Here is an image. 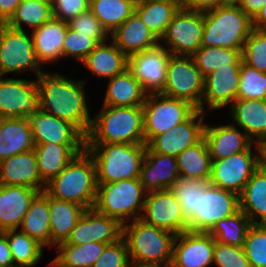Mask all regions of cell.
Instances as JSON below:
<instances>
[{
	"label": "cell",
	"mask_w": 266,
	"mask_h": 267,
	"mask_svg": "<svg viewBox=\"0 0 266 267\" xmlns=\"http://www.w3.org/2000/svg\"><path fill=\"white\" fill-rule=\"evenodd\" d=\"M43 68L37 59L31 33L27 35L25 30L0 24V76L21 74L32 69L36 77H39L45 72Z\"/></svg>",
	"instance_id": "9"
},
{
	"label": "cell",
	"mask_w": 266,
	"mask_h": 267,
	"mask_svg": "<svg viewBox=\"0 0 266 267\" xmlns=\"http://www.w3.org/2000/svg\"><path fill=\"white\" fill-rule=\"evenodd\" d=\"M122 237V225L114 218L86 209L68 238L58 244L83 245L88 242L110 244Z\"/></svg>",
	"instance_id": "18"
},
{
	"label": "cell",
	"mask_w": 266,
	"mask_h": 267,
	"mask_svg": "<svg viewBox=\"0 0 266 267\" xmlns=\"http://www.w3.org/2000/svg\"><path fill=\"white\" fill-rule=\"evenodd\" d=\"M39 192L25 186L0 185V231L18 230Z\"/></svg>",
	"instance_id": "25"
},
{
	"label": "cell",
	"mask_w": 266,
	"mask_h": 267,
	"mask_svg": "<svg viewBox=\"0 0 266 267\" xmlns=\"http://www.w3.org/2000/svg\"><path fill=\"white\" fill-rule=\"evenodd\" d=\"M170 56L171 53L158 44L154 48L130 55L127 69L147 94L161 93L165 88Z\"/></svg>",
	"instance_id": "16"
},
{
	"label": "cell",
	"mask_w": 266,
	"mask_h": 267,
	"mask_svg": "<svg viewBox=\"0 0 266 267\" xmlns=\"http://www.w3.org/2000/svg\"><path fill=\"white\" fill-rule=\"evenodd\" d=\"M108 80L103 105L143 106L147 93L128 69Z\"/></svg>",
	"instance_id": "33"
},
{
	"label": "cell",
	"mask_w": 266,
	"mask_h": 267,
	"mask_svg": "<svg viewBox=\"0 0 266 267\" xmlns=\"http://www.w3.org/2000/svg\"><path fill=\"white\" fill-rule=\"evenodd\" d=\"M17 229L7 230V241L15 267H34L43 254V245Z\"/></svg>",
	"instance_id": "42"
},
{
	"label": "cell",
	"mask_w": 266,
	"mask_h": 267,
	"mask_svg": "<svg viewBox=\"0 0 266 267\" xmlns=\"http://www.w3.org/2000/svg\"><path fill=\"white\" fill-rule=\"evenodd\" d=\"M243 248L251 267H266V226L252 224Z\"/></svg>",
	"instance_id": "47"
},
{
	"label": "cell",
	"mask_w": 266,
	"mask_h": 267,
	"mask_svg": "<svg viewBox=\"0 0 266 267\" xmlns=\"http://www.w3.org/2000/svg\"><path fill=\"white\" fill-rule=\"evenodd\" d=\"M89 10L111 34L135 12V1L90 0Z\"/></svg>",
	"instance_id": "38"
},
{
	"label": "cell",
	"mask_w": 266,
	"mask_h": 267,
	"mask_svg": "<svg viewBox=\"0 0 266 267\" xmlns=\"http://www.w3.org/2000/svg\"><path fill=\"white\" fill-rule=\"evenodd\" d=\"M205 115L207 114L197 109L183 123L155 136L147 147L152 152L177 157L183 150L197 144L203 138Z\"/></svg>",
	"instance_id": "17"
},
{
	"label": "cell",
	"mask_w": 266,
	"mask_h": 267,
	"mask_svg": "<svg viewBox=\"0 0 266 267\" xmlns=\"http://www.w3.org/2000/svg\"><path fill=\"white\" fill-rule=\"evenodd\" d=\"M258 145L260 150V166L266 170V140L261 141Z\"/></svg>",
	"instance_id": "58"
},
{
	"label": "cell",
	"mask_w": 266,
	"mask_h": 267,
	"mask_svg": "<svg viewBox=\"0 0 266 267\" xmlns=\"http://www.w3.org/2000/svg\"><path fill=\"white\" fill-rule=\"evenodd\" d=\"M229 107L233 124L243 129L253 142L266 140V100L236 99Z\"/></svg>",
	"instance_id": "28"
},
{
	"label": "cell",
	"mask_w": 266,
	"mask_h": 267,
	"mask_svg": "<svg viewBox=\"0 0 266 267\" xmlns=\"http://www.w3.org/2000/svg\"><path fill=\"white\" fill-rule=\"evenodd\" d=\"M215 239L208 232L184 231L175 236L170 267H209Z\"/></svg>",
	"instance_id": "19"
},
{
	"label": "cell",
	"mask_w": 266,
	"mask_h": 267,
	"mask_svg": "<svg viewBox=\"0 0 266 267\" xmlns=\"http://www.w3.org/2000/svg\"><path fill=\"white\" fill-rule=\"evenodd\" d=\"M111 41L98 44L81 62L95 76L113 78L123 73L128 67V57Z\"/></svg>",
	"instance_id": "31"
},
{
	"label": "cell",
	"mask_w": 266,
	"mask_h": 267,
	"mask_svg": "<svg viewBox=\"0 0 266 267\" xmlns=\"http://www.w3.org/2000/svg\"><path fill=\"white\" fill-rule=\"evenodd\" d=\"M147 192L140 178L97 183L94 209L116 219L121 225L140 219Z\"/></svg>",
	"instance_id": "7"
},
{
	"label": "cell",
	"mask_w": 266,
	"mask_h": 267,
	"mask_svg": "<svg viewBox=\"0 0 266 267\" xmlns=\"http://www.w3.org/2000/svg\"><path fill=\"white\" fill-rule=\"evenodd\" d=\"M240 210L239 195L208 183L198 192L195 214L188 220V231L209 232L214 225Z\"/></svg>",
	"instance_id": "11"
},
{
	"label": "cell",
	"mask_w": 266,
	"mask_h": 267,
	"mask_svg": "<svg viewBox=\"0 0 266 267\" xmlns=\"http://www.w3.org/2000/svg\"><path fill=\"white\" fill-rule=\"evenodd\" d=\"M34 145H86V136L72 123L54 115L38 112L27 117Z\"/></svg>",
	"instance_id": "20"
},
{
	"label": "cell",
	"mask_w": 266,
	"mask_h": 267,
	"mask_svg": "<svg viewBox=\"0 0 266 267\" xmlns=\"http://www.w3.org/2000/svg\"><path fill=\"white\" fill-rule=\"evenodd\" d=\"M50 197L81 205L85 209L94 207L97 195L96 169L90 153L84 149L68 163L44 190Z\"/></svg>",
	"instance_id": "2"
},
{
	"label": "cell",
	"mask_w": 266,
	"mask_h": 267,
	"mask_svg": "<svg viewBox=\"0 0 266 267\" xmlns=\"http://www.w3.org/2000/svg\"><path fill=\"white\" fill-rule=\"evenodd\" d=\"M213 264L217 267H251L243 247L214 243Z\"/></svg>",
	"instance_id": "50"
},
{
	"label": "cell",
	"mask_w": 266,
	"mask_h": 267,
	"mask_svg": "<svg viewBox=\"0 0 266 267\" xmlns=\"http://www.w3.org/2000/svg\"><path fill=\"white\" fill-rule=\"evenodd\" d=\"M239 202L240 210L252 224H263L266 221V170L261 166L244 186Z\"/></svg>",
	"instance_id": "34"
},
{
	"label": "cell",
	"mask_w": 266,
	"mask_h": 267,
	"mask_svg": "<svg viewBox=\"0 0 266 267\" xmlns=\"http://www.w3.org/2000/svg\"><path fill=\"white\" fill-rule=\"evenodd\" d=\"M180 0H156L145 3H135V12L140 16L148 29L160 40L180 9Z\"/></svg>",
	"instance_id": "36"
},
{
	"label": "cell",
	"mask_w": 266,
	"mask_h": 267,
	"mask_svg": "<svg viewBox=\"0 0 266 267\" xmlns=\"http://www.w3.org/2000/svg\"><path fill=\"white\" fill-rule=\"evenodd\" d=\"M140 219L175 235L188 231V221L171 190L148 192Z\"/></svg>",
	"instance_id": "15"
},
{
	"label": "cell",
	"mask_w": 266,
	"mask_h": 267,
	"mask_svg": "<svg viewBox=\"0 0 266 267\" xmlns=\"http://www.w3.org/2000/svg\"><path fill=\"white\" fill-rule=\"evenodd\" d=\"M86 143H145L143 106H105L92 119Z\"/></svg>",
	"instance_id": "3"
},
{
	"label": "cell",
	"mask_w": 266,
	"mask_h": 267,
	"mask_svg": "<svg viewBox=\"0 0 266 267\" xmlns=\"http://www.w3.org/2000/svg\"><path fill=\"white\" fill-rule=\"evenodd\" d=\"M106 245L93 241L83 245L57 244L58 255L53 260L61 267H93Z\"/></svg>",
	"instance_id": "39"
},
{
	"label": "cell",
	"mask_w": 266,
	"mask_h": 267,
	"mask_svg": "<svg viewBox=\"0 0 266 267\" xmlns=\"http://www.w3.org/2000/svg\"><path fill=\"white\" fill-rule=\"evenodd\" d=\"M197 108L190 102L165 96L147 94L143 104L144 139L147 145L155 136L186 121Z\"/></svg>",
	"instance_id": "8"
},
{
	"label": "cell",
	"mask_w": 266,
	"mask_h": 267,
	"mask_svg": "<svg viewBox=\"0 0 266 267\" xmlns=\"http://www.w3.org/2000/svg\"><path fill=\"white\" fill-rule=\"evenodd\" d=\"M20 231L37 240L44 247H50L49 195L39 192L24 215Z\"/></svg>",
	"instance_id": "35"
},
{
	"label": "cell",
	"mask_w": 266,
	"mask_h": 267,
	"mask_svg": "<svg viewBox=\"0 0 266 267\" xmlns=\"http://www.w3.org/2000/svg\"><path fill=\"white\" fill-rule=\"evenodd\" d=\"M240 0H222L224 5H237Z\"/></svg>",
	"instance_id": "60"
},
{
	"label": "cell",
	"mask_w": 266,
	"mask_h": 267,
	"mask_svg": "<svg viewBox=\"0 0 266 267\" xmlns=\"http://www.w3.org/2000/svg\"><path fill=\"white\" fill-rule=\"evenodd\" d=\"M110 37L127 57L159 44V39L148 29L136 12L112 32Z\"/></svg>",
	"instance_id": "27"
},
{
	"label": "cell",
	"mask_w": 266,
	"mask_h": 267,
	"mask_svg": "<svg viewBox=\"0 0 266 267\" xmlns=\"http://www.w3.org/2000/svg\"><path fill=\"white\" fill-rule=\"evenodd\" d=\"M49 267H61L57 262L54 260L50 261V263L47 265Z\"/></svg>",
	"instance_id": "61"
},
{
	"label": "cell",
	"mask_w": 266,
	"mask_h": 267,
	"mask_svg": "<svg viewBox=\"0 0 266 267\" xmlns=\"http://www.w3.org/2000/svg\"><path fill=\"white\" fill-rule=\"evenodd\" d=\"M208 183L209 180H196L180 176L170 188L174 196L178 199L187 221L195 214L198 192H202Z\"/></svg>",
	"instance_id": "44"
},
{
	"label": "cell",
	"mask_w": 266,
	"mask_h": 267,
	"mask_svg": "<svg viewBox=\"0 0 266 267\" xmlns=\"http://www.w3.org/2000/svg\"><path fill=\"white\" fill-rule=\"evenodd\" d=\"M85 146L54 143L35 145L34 151L41 179L47 184L63 171L75 155L85 149Z\"/></svg>",
	"instance_id": "29"
},
{
	"label": "cell",
	"mask_w": 266,
	"mask_h": 267,
	"mask_svg": "<svg viewBox=\"0 0 266 267\" xmlns=\"http://www.w3.org/2000/svg\"><path fill=\"white\" fill-rule=\"evenodd\" d=\"M241 65L220 67L204 77V93L201 111L208 114V109L218 110L231 105L237 99Z\"/></svg>",
	"instance_id": "21"
},
{
	"label": "cell",
	"mask_w": 266,
	"mask_h": 267,
	"mask_svg": "<svg viewBox=\"0 0 266 267\" xmlns=\"http://www.w3.org/2000/svg\"><path fill=\"white\" fill-rule=\"evenodd\" d=\"M68 26L75 31L81 32V34L89 35L98 44L107 42L110 38L108 31L90 10L71 19L68 22Z\"/></svg>",
	"instance_id": "49"
},
{
	"label": "cell",
	"mask_w": 266,
	"mask_h": 267,
	"mask_svg": "<svg viewBox=\"0 0 266 267\" xmlns=\"http://www.w3.org/2000/svg\"><path fill=\"white\" fill-rule=\"evenodd\" d=\"M40 110L37 79L0 76V118H27Z\"/></svg>",
	"instance_id": "14"
},
{
	"label": "cell",
	"mask_w": 266,
	"mask_h": 267,
	"mask_svg": "<svg viewBox=\"0 0 266 267\" xmlns=\"http://www.w3.org/2000/svg\"><path fill=\"white\" fill-rule=\"evenodd\" d=\"M130 258L123 237L107 244L93 267H129Z\"/></svg>",
	"instance_id": "51"
},
{
	"label": "cell",
	"mask_w": 266,
	"mask_h": 267,
	"mask_svg": "<svg viewBox=\"0 0 266 267\" xmlns=\"http://www.w3.org/2000/svg\"><path fill=\"white\" fill-rule=\"evenodd\" d=\"M85 149L94 160L97 183L140 178L145 143H86Z\"/></svg>",
	"instance_id": "4"
},
{
	"label": "cell",
	"mask_w": 266,
	"mask_h": 267,
	"mask_svg": "<svg viewBox=\"0 0 266 267\" xmlns=\"http://www.w3.org/2000/svg\"><path fill=\"white\" fill-rule=\"evenodd\" d=\"M203 138L211 160L224 159L243 152L255 143L235 124L218 126L205 124Z\"/></svg>",
	"instance_id": "24"
},
{
	"label": "cell",
	"mask_w": 266,
	"mask_h": 267,
	"mask_svg": "<svg viewBox=\"0 0 266 267\" xmlns=\"http://www.w3.org/2000/svg\"><path fill=\"white\" fill-rule=\"evenodd\" d=\"M252 29V19L238 5H223L204 12L201 45L242 51Z\"/></svg>",
	"instance_id": "5"
},
{
	"label": "cell",
	"mask_w": 266,
	"mask_h": 267,
	"mask_svg": "<svg viewBox=\"0 0 266 267\" xmlns=\"http://www.w3.org/2000/svg\"><path fill=\"white\" fill-rule=\"evenodd\" d=\"M252 222L239 210L234 215L218 221L208 232L216 242L235 247H243L245 237Z\"/></svg>",
	"instance_id": "41"
},
{
	"label": "cell",
	"mask_w": 266,
	"mask_h": 267,
	"mask_svg": "<svg viewBox=\"0 0 266 267\" xmlns=\"http://www.w3.org/2000/svg\"><path fill=\"white\" fill-rule=\"evenodd\" d=\"M253 28L266 30V4L258 12V14L252 19Z\"/></svg>",
	"instance_id": "57"
},
{
	"label": "cell",
	"mask_w": 266,
	"mask_h": 267,
	"mask_svg": "<svg viewBox=\"0 0 266 267\" xmlns=\"http://www.w3.org/2000/svg\"><path fill=\"white\" fill-rule=\"evenodd\" d=\"M176 159L181 177L209 180L212 160L204 138L183 150Z\"/></svg>",
	"instance_id": "37"
},
{
	"label": "cell",
	"mask_w": 266,
	"mask_h": 267,
	"mask_svg": "<svg viewBox=\"0 0 266 267\" xmlns=\"http://www.w3.org/2000/svg\"><path fill=\"white\" fill-rule=\"evenodd\" d=\"M90 0H54L53 17L69 22L71 19L89 10Z\"/></svg>",
	"instance_id": "52"
},
{
	"label": "cell",
	"mask_w": 266,
	"mask_h": 267,
	"mask_svg": "<svg viewBox=\"0 0 266 267\" xmlns=\"http://www.w3.org/2000/svg\"><path fill=\"white\" fill-rule=\"evenodd\" d=\"M237 99L266 100V73L242 62Z\"/></svg>",
	"instance_id": "45"
},
{
	"label": "cell",
	"mask_w": 266,
	"mask_h": 267,
	"mask_svg": "<svg viewBox=\"0 0 266 267\" xmlns=\"http://www.w3.org/2000/svg\"><path fill=\"white\" fill-rule=\"evenodd\" d=\"M52 17V3L43 0H22L5 24L18 30H25L22 25H28L27 27H31L33 30L39 28Z\"/></svg>",
	"instance_id": "40"
},
{
	"label": "cell",
	"mask_w": 266,
	"mask_h": 267,
	"mask_svg": "<svg viewBox=\"0 0 266 267\" xmlns=\"http://www.w3.org/2000/svg\"><path fill=\"white\" fill-rule=\"evenodd\" d=\"M0 267H15L7 241V233L0 231Z\"/></svg>",
	"instance_id": "54"
},
{
	"label": "cell",
	"mask_w": 266,
	"mask_h": 267,
	"mask_svg": "<svg viewBox=\"0 0 266 267\" xmlns=\"http://www.w3.org/2000/svg\"><path fill=\"white\" fill-rule=\"evenodd\" d=\"M265 4L266 0H240L237 5L253 19Z\"/></svg>",
	"instance_id": "55"
},
{
	"label": "cell",
	"mask_w": 266,
	"mask_h": 267,
	"mask_svg": "<svg viewBox=\"0 0 266 267\" xmlns=\"http://www.w3.org/2000/svg\"><path fill=\"white\" fill-rule=\"evenodd\" d=\"M85 82L46 71L37 77L40 110L72 123L86 136L92 119L85 96Z\"/></svg>",
	"instance_id": "1"
},
{
	"label": "cell",
	"mask_w": 266,
	"mask_h": 267,
	"mask_svg": "<svg viewBox=\"0 0 266 267\" xmlns=\"http://www.w3.org/2000/svg\"><path fill=\"white\" fill-rule=\"evenodd\" d=\"M204 77L192 56L171 54L167 63L166 83L161 94L190 102L201 111Z\"/></svg>",
	"instance_id": "10"
},
{
	"label": "cell",
	"mask_w": 266,
	"mask_h": 267,
	"mask_svg": "<svg viewBox=\"0 0 266 267\" xmlns=\"http://www.w3.org/2000/svg\"><path fill=\"white\" fill-rule=\"evenodd\" d=\"M129 267H163L157 264L140 263L136 261H130Z\"/></svg>",
	"instance_id": "59"
},
{
	"label": "cell",
	"mask_w": 266,
	"mask_h": 267,
	"mask_svg": "<svg viewBox=\"0 0 266 267\" xmlns=\"http://www.w3.org/2000/svg\"><path fill=\"white\" fill-rule=\"evenodd\" d=\"M194 63L203 77L218 68L241 65V51L220 47L201 46L193 55Z\"/></svg>",
	"instance_id": "43"
},
{
	"label": "cell",
	"mask_w": 266,
	"mask_h": 267,
	"mask_svg": "<svg viewBox=\"0 0 266 267\" xmlns=\"http://www.w3.org/2000/svg\"><path fill=\"white\" fill-rule=\"evenodd\" d=\"M0 185L45 190L46 183L38 172L34 149L0 161Z\"/></svg>",
	"instance_id": "23"
},
{
	"label": "cell",
	"mask_w": 266,
	"mask_h": 267,
	"mask_svg": "<svg viewBox=\"0 0 266 267\" xmlns=\"http://www.w3.org/2000/svg\"><path fill=\"white\" fill-rule=\"evenodd\" d=\"M242 62L266 73V30L253 28L241 51Z\"/></svg>",
	"instance_id": "46"
},
{
	"label": "cell",
	"mask_w": 266,
	"mask_h": 267,
	"mask_svg": "<svg viewBox=\"0 0 266 267\" xmlns=\"http://www.w3.org/2000/svg\"><path fill=\"white\" fill-rule=\"evenodd\" d=\"M50 248L64 242L86 211L81 205L49 196Z\"/></svg>",
	"instance_id": "32"
},
{
	"label": "cell",
	"mask_w": 266,
	"mask_h": 267,
	"mask_svg": "<svg viewBox=\"0 0 266 267\" xmlns=\"http://www.w3.org/2000/svg\"><path fill=\"white\" fill-rule=\"evenodd\" d=\"M255 145L257 148L255 152H252V144L243 152L224 159L212 160L209 183L240 195L248 180L260 166L259 145L257 143Z\"/></svg>",
	"instance_id": "12"
},
{
	"label": "cell",
	"mask_w": 266,
	"mask_h": 267,
	"mask_svg": "<svg viewBox=\"0 0 266 267\" xmlns=\"http://www.w3.org/2000/svg\"><path fill=\"white\" fill-rule=\"evenodd\" d=\"M34 147L27 118H0V161Z\"/></svg>",
	"instance_id": "30"
},
{
	"label": "cell",
	"mask_w": 266,
	"mask_h": 267,
	"mask_svg": "<svg viewBox=\"0 0 266 267\" xmlns=\"http://www.w3.org/2000/svg\"><path fill=\"white\" fill-rule=\"evenodd\" d=\"M68 22L52 17L31 33L38 61L42 65L51 64L63 58V41Z\"/></svg>",
	"instance_id": "26"
},
{
	"label": "cell",
	"mask_w": 266,
	"mask_h": 267,
	"mask_svg": "<svg viewBox=\"0 0 266 267\" xmlns=\"http://www.w3.org/2000/svg\"><path fill=\"white\" fill-rule=\"evenodd\" d=\"M43 1H46V2H49V3H53L54 0H43Z\"/></svg>",
	"instance_id": "63"
},
{
	"label": "cell",
	"mask_w": 266,
	"mask_h": 267,
	"mask_svg": "<svg viewBox=\"0 0 266 267\" xmlns=\"http://www.w3.org/2000/svg\"><path fill=\"white\" fill-rule=\"evenodd\" d=\"M179 177L176 157L152 152L147 147L140 172V181L147 193L170 190Z\"/></svg>",
	"instance_id": "22"
},
{
	"label": "cell",
	"mask_w": 266,
	"mask_h": 267,
	"mask_svg": "<svg viewBox=\"0 0 266 267\" xmlns=\"http://www.w3.org/2000/svg\"><path fill=\"white\" fill-rule=\"evenodd\" d=\"M181 7L197 12H207L223 6L222 0H180Z\"/></svg>",
	"instance_id": "53"
},
{
	"label": "cell",
	"mask_w": 266,
	"mask_h": 267,
	"mask_svg": "<svg viewBox=\"0 0 266 267\" xmlns=\"http://www.w3.org/2000/svg\"><path fill=\"white\" fill-rule=\"evenodd\" d=\"M22 0H0V24L6 23Z\"/></svg>",
	"instance_id": "56"
},
{
	"label": "cell",
	"mask_w": 266,
	"mask_h": 267,
	"mask_svg": "<svg viewBox=\"0 0 266 267\" xmlns=\"http://www.w3.org/2000/svg\"><path fill=\"white\" fill-rule=\"evenodd\" d=\"M97 45L98 43L89 35L81 34L68 26L63 41V58L70 56L82 62Z\"/></svg>",
	"instance_id": "48"
},
{
	"label": "cell",
	"mask_w": 266,
	"mask_h": 267,
	"mask_svg": "<svg viewBox=\"0 0 266 267\" xmlns=\"http://www.w3.org/2000/svg\"><path fill=\"white\" fill-rule=\"evenodd\" d=\"M175 234L136 219L122 225L130 261L170 267Z\"/></svg>",
	"instance_id": "6"
},
{
	"label": "cell",
	"mask_w": 266,
	"mask_h": 267,
	"mask_svg": "<svg viewBox=\"0 0 266 267\" xmlns=\"http://www.w3.org/2000/svg\"><path fill=\"white\" fill-rule=\"evenodd\" d=\"M203 27L204 12L180 7L167 25L159 44L167 46L164 48L173 55L192 56L202 46Z\"/></svg>",
	"instance_id": "13"
},
{
	"label": "cell",
	"mask_w": 266,
	"mask_h": 267,
	"mask_svg": "<svg viewBox=\"0 0 266 267\" xmlns=\"http://www.w3.org/2000/svg\"><path fill=\"white\" fill-rule=\"evenodd\" d=\"M135 3H145V2H149V1H156V0H134Z\"/></svg>",
	"instance_id": "62"
}]
</instances>
